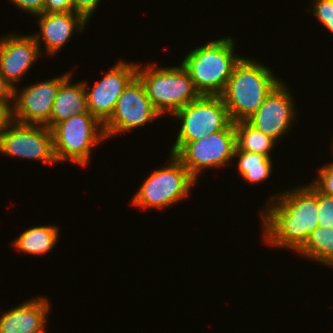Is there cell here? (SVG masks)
<instances>
[{"mask_svg": "<svg viewBox=\"0 0 333 333\" xmlns=\"http://www.w3.org/2000/svg\"><path fill=\"white\" fill-rule=\"evenodd\" d=\"M267 204L261 213L264 242L297 252L318 227V190L310 183L271 196Z\"/></svg>", "mask_w": 333, "mask_h": 333, "instance_id": "6da1fadb", "label": "cell"}, {"mask_svg": "<svg viewBox=\"0 0 333 333\" xmlns=\"http://www.w3.org/2000/svg\"><path fill=\"white\" fill-rule=\"evenodd\" d=\"M280 82L266 65L242 57L221 95L231 121L248 120Z\"/></svg>", "mask_w": 333, "mask_h": 333, "instance_id": "7a4b0ae2", "label": "cell"}, {"mask_svg": "<svg viewBox=\"0 0 333 333\" xmlns=\"http://www.w3.org/2000/svg\"><path fill=\"white\" fill-rule=\"evenodd\" d=\"M235 41L224 37L192 49L182 60L200 95L221 96L235 65L242 56L235 55Z\"/></svg>", "mask_w": 333, "mask_h": 333, "instance_id": "3957f363", "label": "cell"}, {"mask_svg": "<svg viewBox=\"0 0 333 333\" xmlns=\"http://www.w3.org/2000/svg\"><path fill=\"white\" fill-rule=\"evenodd\" d=\"M139 68L138 64L136 77L143 84L146 95L160 115H173L200 96L182 64L179 67L165 68H156L150 64Z\"/></svg>", "mask_w": 333, "mask_h": 333, "instance_id": "277c9868", "label": "cell"}, {"mask_svg": "<svg viewBox=\"0 0 333 333\" xmlns=\"http://www.w3.org/2000/svg\"><path fill=\"white\" fill-rule=\"evenodd\" d=\"M51 132L57 163L69 160L85 166L91 155V147L106 139L103 124L90 112L57 123Z\"/></svg>", "mask_w": 333, "mask_h": 333, "instance_id": "5b68a950", "label": "cell"}, {"mask_svg": "<svg viewBox=\"0 0 333 333\" xmlns=\"http://www.w3.org/2000/svg\"><path fill=\"white\" fill-rule=\"evenodd\" d=\"M236 133L231 122L224 130L211 133L191 142H175L174 154L197 181L201 169L223 167L234 158Z\"/></svg>", "mask_w": 333, "mask_h": 333, "instance_id": "8992f818", "label": "cell"}, {"mask_svg": "<svg viewBox=\"0 0 333 333\" xmlns=\"http://www.w3.org/2000/svg\"><path fill=\"white\" fill-rule=\"evenodd\" d=\"M169 155L170 164L155 170L145 179L131 204L163 209L187 198L197 181L174 154Z\"/></svg>", "mask_w": 333, "mask_h": 333, "instance_id": "52a82bcc", "label": "cell"}, {"mask_svg": "<svg viewBox=\"0 0 333 333\" xmlns=\"http://www.w3.org/2000/svg\"><path fill=\"white\" fill-rule=\"evenodd\" d=\"M173 116L182 122L176 142L199 140L232 122L221 96L200 95Z\"/></svg>", "mask_w": 333, "mask_h": 333, "instance_id": "ba28073f", "label": "cell"}, {"mask_svg": "<svg viewBox=\"0 0 333 333\" xmlns=\"http://www.w3.org/2000/svg\"><path fill=\"white\" fill-rule=\"evenodd\" d=\"M161 115L154 109L141 81L135 77L118 98L110 118L103 124L105 137L131 131Z\"/></svg>", "mask_w": 333, "mask_h": 333, "instance_id": "9c48e42d", "label": "cell"}, {"mask_svg": "<svg viewBox=\"0 0 333 333\" xmlns=\"http://www.w3.org/2000/svg\"><path fill=\"white\" fill-rule=\"evenodd\" d=\"M0 152L9 156L55 163L53 136L45 125L14 122L0 136Z\"/></svg>", "mask_w": 333, "mask_h": 333, "instance_id": "30bf717a", "label": "cell"}, {"mask_svg": "<svg viewBox=\"0 0 333 333\" xmlns=\"http://www.w3.org/2000/svg\"><path fill=\"white\" fill-rule=\"evenodd\" d=\"M71 73L31 84L20 92L14 89V121L20 124L45 125L50 129L52 106L61 83ZM19 93V94H18Z\"/></svg>", "mask_w": 333, "mask_h": 333, "instance_id": "8fae6325", "label": "cell"}, {"mask_svg": "<svg viewBox=\"0 0 333 333\" xmlns=\"http://www.w3.org/2000/svg\"><path fill=\"white\" fill-rule=\"evenodd\" d=\"M137 64L120 61L90 88L83 81L89 112L104 124L112 115L118 98L136 77ZM90 88V90H87Z\"/></svg>", "mask_w": 333, "mask_h": 333, "instance_id": "7c38bea8", "label": "cell"}, {"mask_svg": "<svg viewBox=\"0 0 333 333\" xmlns=\"http://www.w3.org/2000/svg\"><path fill=\"white\" fill-rule=\"evenodd\" d=\"M288 88L281 81L265 98L257 111L246 120L276 142L291 128L296 111Z\"/></svg>", "mask_w": 333, "mask_h": 333, "instance_id": "4fadbf2b", "label": "cell"}, {"mask_svg": "<svg viewBox=\"0 0 333 333\" xmlns=\"http://www.w3.org/2000/svg\"><path fill=\"white\" fill-rule=\"evenodd\" d=\"M41 51L32 35L9 34L0 38V73L13 89L33 62L44 54Z\"/></svg>", "mask_w": 333, "mask_h": 333, "instance_id": "5bb4252c", "label": "cell"}, {"mask_svg": "<svg viewBox=\"0 0 333 333\" xmlns=\"http://www.w3.org/2000/svg\"><path fill=\"white\" fill-rule=\"evenodd\" d=\"M36 16L39 17L40 33L32 34V36L39 48L40 41H44L46 53L51 55L60 51L61 47L70 42L69 39L75 29L82 32L87 25V21L74 12L42 13Z\"/></svg>", "mask_w": 333, "mask_h": 333, "instance_id": "9a60e30c", "label": "cell"}, {"mask_svg": "<svg viewBox=\"0 0 333 333\" xmlns=\"http://www.w3.org/2000/svg\"><path fill=\"white\" fill-rule=\"evenodd\" d=\"M49 311L48 300L33 298L0 316V333H42Z\"/></svg>", "mask_w": 333, "mask_h": 333, "instance_id": "2e32d148", "label": "cell"}, {"mask_svg": "<svg viewBox=\"0 0 333 333\" xmlns=\"http://www.w3.org/2000/svg\"><path fill=\"white\" fill-rule=\"evenodd\" d=\"M71 75L59 87L52 106L50 129L57 123L70 119L72 116L89 112L84 83L71 84Z\"/></svg>", "mask_w": 333, "mask_h": 333, "instance_id": "e0dca14e", "label": "cell"}, {"mask_svg": "<svg viewBox=\"0 0 333 333\" xmlns=\"http://www.w3.org/2000/svg\"><path fill=\"white\" fill-rule=\"evenodd\" d=\"M59 230L57 226H33L17 237L12 245L18 251L31 255H44L57 243Z\"/></svg>", "mask_w": 333, "mask_h": 333, "instance_id": "ac0fdd59", "label": "cell"}, {"mask_svg": "<svg viewBox=\"0 0 333 333\" xmlns=\"http://www.w3.org/2000/svg\"><path fill=\"white\" fill-rule=\"evenodd\" d=\"M301 256L333 266V227H317L297 251Z\"/></svg>", "mask_w": 333, "mask_h": 333, "instance_id": "d6986e66", "label": "cell"}, {"mask_svg": "<svg viewBox=\"0 0 333 333\" xmlns=\"http://www.w3.org/2000/svg\"><path fill=\"white\" fill-rule=\"evenodd\" d=\"M238 157L239 173L250 184L261 183L271 176L272 160L264 154L241 151L235 148L234 159Z\"/></svg>", "mask_w": 333, "mask_h": 333, "instance_id": "ffe728a7", "label": "cell"}, {"mask_svg": "<svg viewBox=\"0 0 333 333\" xmlns=\"http://www.w3.org/2000/svg\"><path fill=\"white\" fill-rule=\"evenodd\" d=\"M236 148L241 151L256 152L270 156V151L277 143L273 138L251 126L247 121L234 123Z\"/></svg>", "mask_w": 333, "mask_h": 333, "instance_id": "44dd1931", "label": "cell"}, {"mask_svg": "<svg viewBox=\"0 0 333 333\" xmlns=\"http://www.w3.org/2000/svg\"><path fill=\"white\" fill-rule=\"evenodd\" d=\"M318 227H333V197L318 191Z\"/></svg>", "mask_w": 333, "mask_h": 333, "instance_id": "7402d4cb", "label": "cell"}, {"mask_svg": "<svg viewBox=\"0 0 333 333\" xmlns=\"http://www.w3.org/2000/svg\"><path fill=\"white\" fill-rule=\"evenodd\" d=\"M313 14L317 20L333 33V0H314Z\"/></svg>", "mask_w": 333, "mask_h": 333, "instance_id": "603a6c76", "label": "cell"}, {"mask_svg": "<svg viewBox=\"0 0 333 333\" xmlns=\"http://www.w3.org/2000/svg\"><path fill=\"white\" fill-rule=\"evenodd\" d=\"M326 165L319 169V177L311 184L322 194L333 197V162Z\"/></svg>", "mask_w": 333, "mask_h": 333, "instance_id": "cb8c5ba5", "label": "cell"}, {"mask_svg": "<svg viewBox=\"0 0 333 333\" xmlns=\"http://www.w3.org/2000/svg\"><path fill=\"white\" fill-rule=\"evenodd\" d=\"M99 2L100 0H73V11L88 21Z\"/></svg>", "mask_w": 333, "mask_h": 333, "instance_id": "d4e9b609", "label": "cell"}, {"mask_svg": "<svg viewBox=\"0 0 333 333\" xmlns=\"http://www.w3.org/2000/svg\"><path fill=\"white\" fill-rule=\"evenodd\" d=\"M73 11V0H44V13H67Z\"/></svg>", "mask_w": 333, "mask_h": 333, "instance_id": "484cf974", "label": "cell"}, {"mask_svg": "<svg viewBox=\"0 0 333 333\" xmlns=\"http://www.w3.org/2000/svg\"><path fill=\"white\" fill-rule=\"evenodd\" d=\"M11 104L0 101V136L15 122L13 105Z\"/></svg>", "mask_w": 333, "mask_h": 333, "instance_id": "4316f807", "label": "cell"}, {"mask_svg": "<svg viewBox=\"0 0 333 333\" xmlns=\"http://www.w3.org/2000/svg\"><path fill=\"white\" fill-rule=\"evenodd\" d=\"M24 12L31 13L33 15H39L44 13V0H10Z\"/></svg>", "mask_w": 333, "mask_h": 333, "instance_id": "83f0119b", "label": "cell"}, {"mask_svg": "<svg viewBox=\"0 0 333 333\" xmlns=\"http://www.w3.org/2000/svg\"><path fill=\"white\" fill-rule=\"evenodd\" d=\"M13 100H14V89L0 73V101L10 103L13 102Z\"/></svg>", "mask_w": 333, "mask_h": 333, "instance_id": "f1b7e54d", "label": "cell"}]
</instances>
